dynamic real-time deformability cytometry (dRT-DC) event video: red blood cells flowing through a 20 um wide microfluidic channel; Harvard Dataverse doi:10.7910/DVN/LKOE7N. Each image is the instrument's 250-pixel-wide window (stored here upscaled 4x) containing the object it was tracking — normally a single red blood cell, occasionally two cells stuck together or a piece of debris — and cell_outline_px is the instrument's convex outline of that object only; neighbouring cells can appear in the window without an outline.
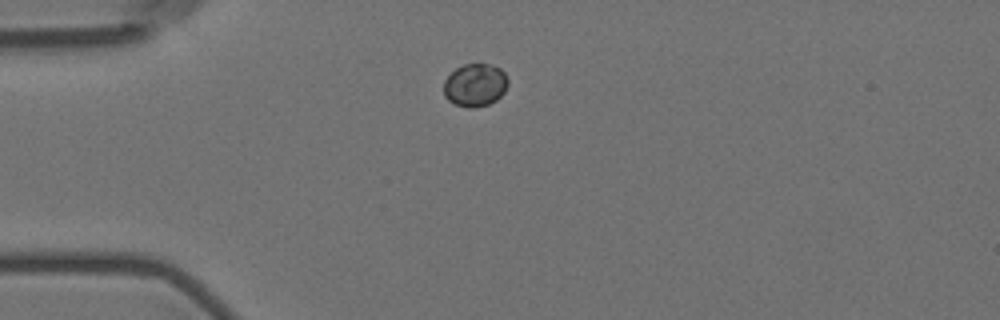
{"species": "Egyptian fruit bat (a non-hibernating species)", "species_latin": "Rousettus aegyptiacus", "temperature_condition": "room temperature", "stored_images_in_passage": 4, "camera_frame_rate_fps": 3000, "um_per_image_px": 0.085, "animal": {"sex": "female"}, "frame": {"image": 1, "passage_image": 4, "time_ms": 4.333, "image_size_px": [1000, 320], "cell_outline_px": [[508, 84], [504, 92], [496, 100], [488, 104], [476, 108], [468, 108], [456, 104], [448, 100], [444, 96], [444, 80], [456, 68], [464, 64], [492, 64], [500, 68], [504, 72], [508, 80]], "centroid_in_image_um": [40.39, 7.23], "position_along_channel_um": 44.6, "area_um2": 16.13}}